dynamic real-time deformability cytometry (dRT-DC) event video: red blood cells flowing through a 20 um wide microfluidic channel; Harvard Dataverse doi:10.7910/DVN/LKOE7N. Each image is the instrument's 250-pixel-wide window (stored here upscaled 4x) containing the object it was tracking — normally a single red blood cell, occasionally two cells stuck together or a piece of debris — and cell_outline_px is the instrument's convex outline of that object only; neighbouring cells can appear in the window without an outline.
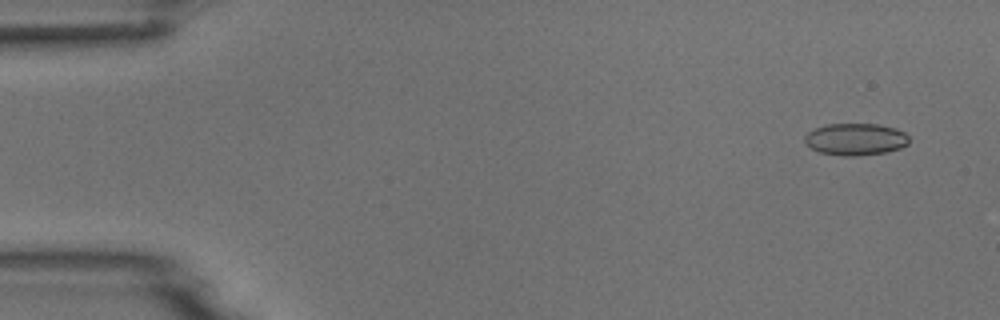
{"species": "common noctule bat (a hibernating species)", "species_latin": "Nyctalus noctula", "temperature_condition": "room temperature", "stored_images_in_passage": 22, "camera_frame_rate_fps": 3000, "um_per_image_px": 0.085, "animal": {"sex": "male", "body_mass_g": 18.8}, "frame": {"image": 1, "passage_image": 4, "time_ms": 1.0, "image_size_px": [1000, 320], "cell_outline_px": [[908, 144], [900, 148], [888, 152], [856, 156], [844, 156], [820, 152], [804, 144], [804, 136], [808, 132], [816, 128], [828, 124], [876, 124], [896, 128], [904, 132], [908, 136]], "centroid_in_image_um": [72.72, 11.84], "position_along_channel_um": 12.3, "area_um2": 19.48}}
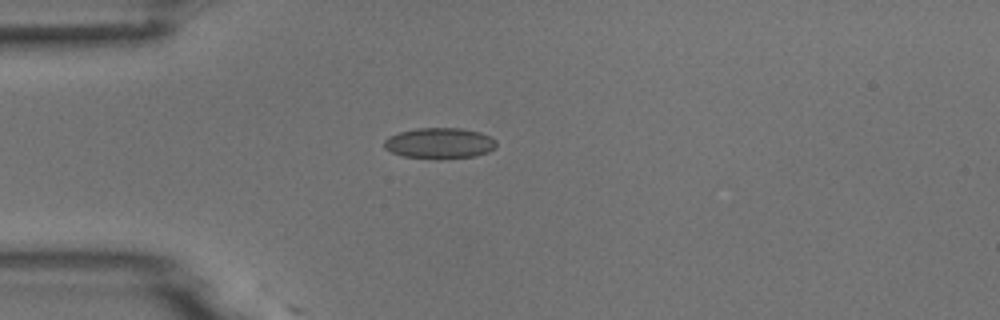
{"frame": {"image": 2, "passage_image": 15, "time_ms": 4.667, "image_size_px": [1000, 320], "cell_outline_px": [[496, 148], [488, 152], [476, 156], [404, 156], [392, 152], [384, 148], [384, 140], [388, 136], [400, 132], [416, 128], [460, 128], [480, 132], [496, 140]], "centroid_in_image_um": [37.37, 12.12], "position_along_channel_um": 47.6, "area_um2": 19.36}}